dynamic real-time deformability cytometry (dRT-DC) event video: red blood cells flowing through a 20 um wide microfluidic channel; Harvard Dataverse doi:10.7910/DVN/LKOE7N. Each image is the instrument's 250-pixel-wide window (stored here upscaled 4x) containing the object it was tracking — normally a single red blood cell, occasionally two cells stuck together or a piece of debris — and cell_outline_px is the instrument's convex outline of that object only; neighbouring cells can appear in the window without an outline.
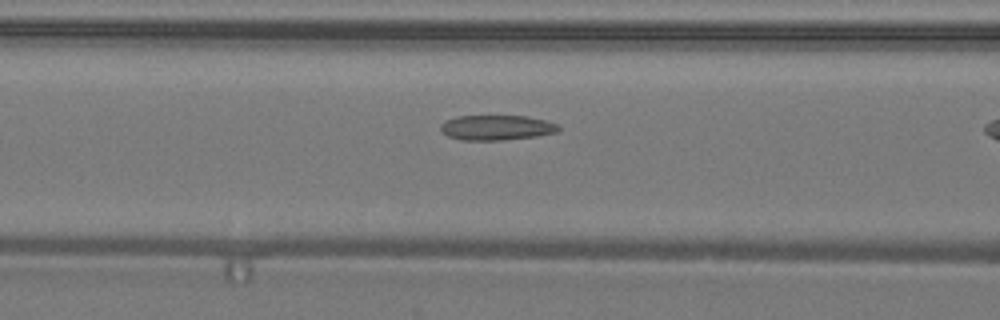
{"species": "common noctule bat (a hibernating species)", "species_latin": "Nyctalus noctula", "temperature_condition": "warm", "stored_images_in_passage": 32, "camera_frame_rate_fps": 3000, "um_per_image_px": 0.085, "animal": {"sex": "male", "body_mass_g": 19.2, "forearm_length_mm": 51.8}, "frame": {"image": 1, "passage_image": 13, "time_ms": 4.0, "image_size_px": [1000, 320], "cell_outline_px": [[560, 128], [556, 132], [536, 136], [500, 140], [460, 140], [448, 136], [440, 128], [440, 124], [444, 120], [456, 116], [528, 116], [560, 124]], "centroid_in_image_um": [42.19, 10.84], "position_along_channel_um": 124.4, "area_um2": 17.22}}
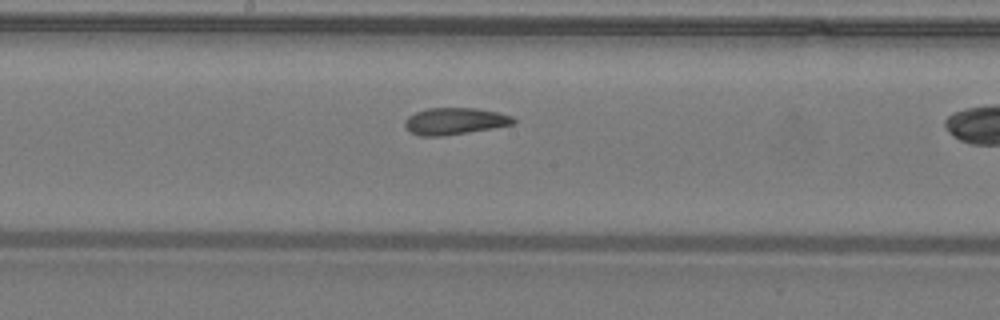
{"frame": {"image": 2, "passage_image": 19, "time_ms": 6.0, "image_size_px": [1000, 320], "cell_outline_px": [[516, 124], [444, 136], [420, 136], [408, 132], [404, 128], [404, 120], [408, 116], [416, 112], [428, 108], [476, 108], [496, 112], [512, 116], [516, 120]], "centroid_in_image_um": [38.61, 10.31], "position_along_channel_um": 209.6, "area_um2": 17.11}}
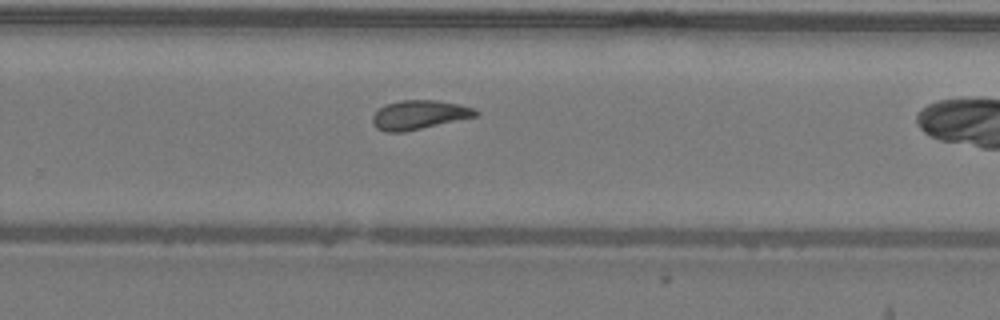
{"frame": {"image": 3, "passage_image": 25, "time_ms": 8.0, "image_size_px": [1000, 320], "cell_outline_px": [[480, 112], [476, 116], [404, 132], [384, 132], [376, 128], [372, 124], [372, 116], [384, 104], [400, 100], [436, 100], [460, 104], [476, 108]], "centroid_in_image_um": [35.61, 9.75], "position_along_channel_um": 294.2, "area_um2": 17.57}}